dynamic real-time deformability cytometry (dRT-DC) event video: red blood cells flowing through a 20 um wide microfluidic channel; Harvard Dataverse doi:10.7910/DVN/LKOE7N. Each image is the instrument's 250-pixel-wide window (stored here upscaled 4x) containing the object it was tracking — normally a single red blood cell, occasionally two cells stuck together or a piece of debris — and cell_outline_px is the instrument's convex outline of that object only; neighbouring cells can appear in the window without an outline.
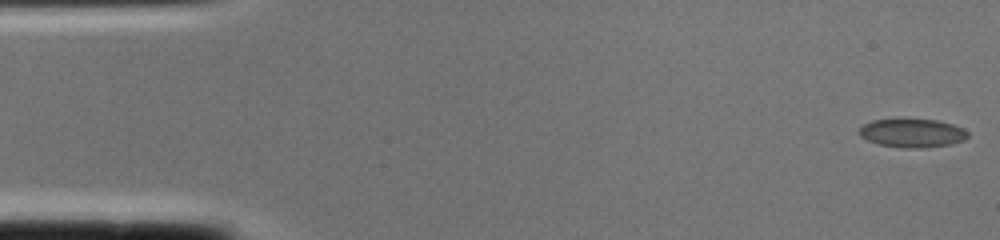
{"species": "common noctule bat (a hibernating species)", "species_latin": "Nyctalus noctula", "temperature_condition": "cold", "stored_images_in_passage": 2, "camera_frame_rate_fps": 3000, "um_per_image_px": 0.085, "animal": {"sex": "female", "body_mass_g": 22.0, "forearm_length_mm": 56.7}, "frame": {"image": 1, "passage_image": 1, "time_ms": 0.0, "image_size_px": [1000, 240], "cell_outline_px": [[968, 136], [964, 140], [952, 144], [920, 148], [904, 148], [880, 144], [868, 140], [860, 136], [856, 132], [864, 124], [872, 120], [936, 120], [952, 124], [964, 128], [968, 132]], "centroid_in_image_um": [77.55, 11.32], "position_along_channel_um": 7.4, "area_um2": 17.92}}
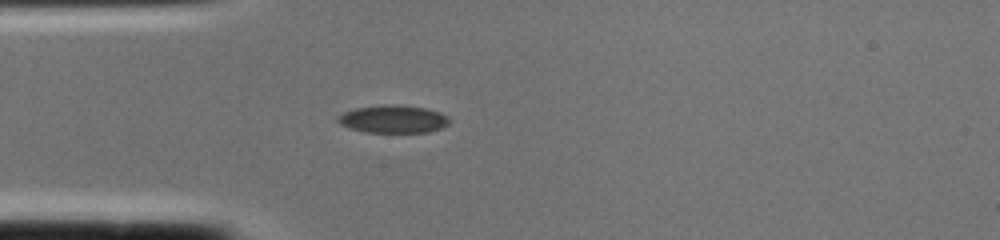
{"frame": {"image": 2, "passage_image": 2, "time_ms": 0.333, "image_size_px": [1000, 240], "cell_outline_px": [[448, 124], [440, 128], [428, 132], [364, 132], [348, 128], [340, 124], [336, 120], [336, 116], [344, 112], [356, 108], [384, 104], [396, 104], [424, 108], [440, 112], [448, 116]], "centroid_in_image_um": [33.37, 10.12], "position_along_channel_um": 51.6, "area_um2": 18.09}}